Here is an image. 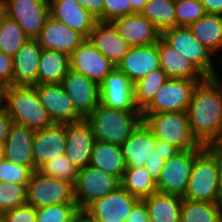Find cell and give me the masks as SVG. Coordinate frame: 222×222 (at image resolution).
Segmentation results:
<instances>
[{
	"label": "cell",
	"mask_w": 222,
	"mask_h": 222,
	"mask_svg": "<svg viewBox=\"0 0 222 222\" xmlns=\"http://www.w3.org/2000/svg\"><path fill=\"white\" fill-rule=\"evenodd\" d=\"M221 79V80H220ZM189 127L202 146L222 141V77L205 78L195 87L187 109Z\"/></svg>",
	"instance_id": "obj_1"
},
{
	"label": "cell",
	"mask_w": 222,
	"mask_h": 222,
	"mask_svg": "<svg viewBox=\"0 0 222 222\" xmlns=\"http://www.w3.org/2000/svg\"><path fill=\"white\" fill-rule=\"evenodd\" d=\"M4 110L12 118L13 123L35 131L54 124L40 103L33 86H5Z\"/></svg>",
	"instance_id": "obj_2"
},
{
	"label": "cell",
	"mask_w": 222,
	"mask_h": 222,
	"mask_svg": "<svg viewBox=\"0 0 222 222\" xmlns=\"http://www.w3.org/2000/svg\"><path fill=\"white\" fill-rule=\"evenodd\" d=\"M86 120L97 141L121 145L143 118L140 110H116L99 104Z\"/></svg>",
	"instance_id": "obj_3"
},
{
	"label": "cell",
	"mask_w": 222,
	"mask_h": 222,
	"mask_svg": "<svg viewBox=\"0 0 222 222\" xmlns=\"http://www.w3.org/2000/svg\"><path fill=\"white\" fill-rule=\"evenodd\" d=\"M143 122L160 140L183 150H201L204 146L193 135L187 111L142 114Z\"/></svg>",
	"instance_id": "obj_4"
},
{
	"label": "cell",
	"mask_w": 222,
	"mask_h": 222,
	"mask_svg": "<svg viewBox=\"0 0 222 222\" xmlns=\"http://www.w3.org/2000/svg\"><path fill=\"white\" fill-rule=\"evenodd\" d=\"M182 198L222 203L218 191L217 156L208 147L195 158L188 186Z\"/></svg>",
	"instance_id": "obj_5"
},
{
	"label": "cell",
	"mask_w": 222,
	"mask_h": 222,
	"mask_svg": "<svg viewBox=\"0 0 222 222\" xmlns=\"http://www.w3.org/2000/svg\"><path fill=\"white\" fill-rule=\"evenodd\" d=\"M161 37L184 56L205 78L217 77L214 55L201 44L189 27H174L161 33Z\"/></svg>",
	"instance_id": "obj_6"
},
{
	"label": "cell",
	"mask_w": 222,
	"mask_h": 222,
	"mask_svg": "<svg viewBox=\"0 0 222 222\" xmlns=\"http://www.w3.org/2000/svg\"><path fill=\"white\" fill-rule=\"evenodd\" d=\"M27 203L34 208L76 204L74 184L63 179L49 177L34 170L27 184Z\"/></svg>",
	"instance_id": "obj_7"
},
{
	"label": "cell",
	"mask_w": 222,
	"mask_h": 222,
	"mask_svg": "<svg viewBox=\"0 0 222 222\" xmlns=\"http://www.w3.org/2000/svg\"><path fill=\"white\" fill-rule=\"evenodd\" d=\"M120 185L117 177L91 165L79 169L74 184L78 209L85 211L96 200L115 191Z\"/></svg>",
	"instance_id": "obj_8"
},
{
	"label": "cell",
	"mask_w": 222,
	"mask_h": 222,
	"mask_svg": "<svg viewBox=\"0 0 222 222\" xmlns=\"http://www.w3.org/2000/svg\"><path fill=\"white\" fill-rule=\"evenodd\" d=\"M183 150L165 160L157 184V192L162 194L178 195L183 197L188 181L191 176V169L195 158L205 149Z\"/></svg>",
	"instance_id": "obj_9"
},
{
	"label": "cell",
	"mask_w": 222,
	"mask_h": 222,
	"mask_svg": "<svg viewBox=\"0 0 222 222\" xmlns=\"http://www.w3.org/2000/svg\"><path fill=\"white\" fill-rule=\"evenodd\" d=\"M202 81L169 78L156 92L154 99L142 111V114L187 111L193 91Z\"/></svg>",
	"instance_id": "obj_10"
},
{
	"label": "cell",
	"mask_w": 222,
	"mask_h": 222,
	"mask_svg": "<svg viewBox=\"0 0 222 222\" xmlns=\"http://www.w3.org/2000/svg\"><path fill=\"white\" fill-rule=\"evenodd\" d=\"M7 16L16 21L28 38H36L50 16L46 0H6Z\"/></svg>",
	"instance_id": "obj_11"
},
{
	"label": "cell",
	"mask_w": 222,
	"mask_h": 222,
	"mask_svg": "<svg viewBox=\"0 0 222 222\" xmlns=\"http://www.w3.org/2000/svg\"><path fill=\"white\" fill-rule=\"evenodd\" d=\"M33 87L53 123L66 124L84 119L75 109L61 83L37 84Z\"/></svg>",
	"instance_id": "obj_12"
},
{
	"label": "cell",
	"mask_w": 222,
	"mask_h": 222,
	"mask_svg": "<svg viewBox=\"0 0 222 222\" xmlns=\"http://www.w3.org/2000/svg\"><path fill=\"white\" fill-rule=\"evenodd\" d=\"M138 201L120 185L115 191L92 203L85 213L94 222H125Z\"/></svg>",
	"instance_id": "obj_13"
},
{
	"label": "cell",
	"mask_w": 222,
	"mask_h": 222,
	"mask_svg": "<svg viewBox=\"0 0 222 222\" xmlns=\"http://www.w3.org/2000/svg\"><path fill=\"white\" fill-rule=\"evenodd\" d=\"M100 104L116 110H139L134 99V84L115 67L99 85Z\"/></svg>",
	"instance_id": "obj_14"
},
{
	"label": "cell",
	"mask_w": 222,
	"mask_h": 222,
	"mask_svg": "<svg viewBox=\"0 0 222 222\" xmlns=\"http://www.w3.org/2000/svg\"><path fill=\"white\" fill-rule=\"evenodd\" d=\"M115 68L88 39H85L70 55V69L85 75L100 85Z\"/></svg>",
	"instance_id": "obj_15"
},
{
	"label": "cell",
	"mask_w": 222,
	"mask_h": 222,
	"mask_svg": "<svg viewBox=\"0 0 222 222\" xmlns=\"http://www.w3.org/2000/svg\"><path fill=\"white\" fill-rule=\"evenodd\" d=\"M61 85L84 119L100 104L99 85L81 73L70 69Z\"/></svg>",
	"instance_id": "obj_16"
},
{
	"label": "cell",
	"mask_w": 222,
	"mask_h": 222,
	"mask_svg": "<svg viewBox=\"0 0 222 222\" xmlns=\"http://www.w3.org/2000/svg\"><path fill=\"white\" fill-rule=\"evenodd\" d=\"M95 142L92 126L86 119L66 123L65 155L78 170L90 165Z\"/></svg>",
	"instance_id": "obj_17"
},
{
	"label": "cell",
	"mask_w": 222,
	"mask_h": 222,
	"mask_svg": "<svg viewBox=\"0 0 222 222\" xmlns=\"http://www.w3.org/2000/svg\"><path fill=\"white\" fill-rule=\"evenodd\" d=\"M65 147L66 124L54 123L45 129L36 130L32 147L34 170L65 154Z\"/></svg>",
	"instance_id": "obj_18"
},
{
	"label": "cell",
	"mask_w": 222,
	"mask_h": 222,
	"mask_svg": "<svg viewBox=\"0 0 222 222\" xmlns=\"http://www.w3.org/2000/svg\"><path fill=\"white\" fill-rule=\"evenodd\" d=\"M36 39L42 49L55 50L68 56L85 40L80 33L51 16Z\"/></svg>",
	"instance_id": "obj_19"
},
{
	"label": "cell",
	"mask_w": 222,
	"mask_h": 222,
	"mask_svg": "<svg viewBox=\"0 0 222 222\" xmlns=\"http://www.w3.org/2000/svg\"><path fill=\"white\" fill-rule=\"evenodd\" d=\"M119 35L131 47L156 44L161 32L141 13H132L112 21Z\"/></svg>",
	"instance_id": "obj_20"
},
{
	"label": "cell",
	"mask_w": 222,
	"mask_h": 222,
	"mask_svg": "<svg viewBox=\"0 0 222 222\" xmlns=\"http://www.w3.org/2000/svg\"><path fill=\"white\" fill-rule=\"evenodd\" d=\"M116 67L134 84L160 67L157 43L131 47Z\"/></svg>",
	"instance_id": "obj_21"
},
{
	"label": "cell",
	"mask_w": 222,
	"mask_h": 222,
	"mask_svg": "<svg viewBox=\"0 0 222 222\" xmlns=\"http://www.w3.org/2000/svg\"><path fill=\"white\" fill-rule=\"evenodd\" d=\"M49 7L51 17L80 33L85 39H88L98 21L76 0H51Z\"/></svg>",
	"instance_id": "obj_22"
},
{
	"label": "cell",
	"mask_w": 222,
	"mask_h": 222,
	"mask_svg": "<svg viewBox=\"0 0 222 222\" xmlns=\"http://www.w3.org/2000/svg\"><path fill=\"white\" fill-rule=\"evenodd\" d=\"M41 51L37 39L29 38L12 57L14 86L37 85Z\"/></svg>",
	"instance_id": "obj_23"
},
{
	"label": "cell",
	"mask_w": 222,
	"mask_h": 222,
	"mask_svg": "<svg viewBox=\"0 0 222 222\" xmlns=\"http://www.w3.org/2000/svg\"><path fill=\"white\" fill-rule=\"evenodd\" d=\"M88 40L116 67L130 50V44L122 38L112 22L97 21Z\"/></svg>",
	"instance_id": "obj_24"
},
{
	"label": "cell",
	"mask_w": 222,
	"mask_h": 222,
	"mask_svg": "<svg viewBox=\"0 0 222 222\" xmlns=\"http://www.w3.org/2000/svg\"><path fill=\"white\" fill-rule=\"evenodd\" d=\"M35 130L13 123L5 140L4 159L11 163L28 166L34 171L32 147Z\"/></svg>",
	"instance_id": "obj_25"
},
{
	"label": "cell",
	"mask_w": 222,
	"mask_h": 222,
	"mask_svg": "<svg viewBox=\"0 0 222 222\" xmlns=\"http://www.w3.org/2000/svg\"><path fill=\"white\" fill-rule=\"evenodd\" d=\"M156 139L142 121L120 145L126 167H144L146 159L155 152Z\"/></svg>",
	"instance_id": "obj_26"
},
{
	"label": "cell",
	"mask_w": 222,
	"mask_h": 222,
	"mask_svg": "<svg viewBox=\"0 0 222 222\" xmlns=\"http://www.w3.org/2000/svg\"><path fill=\"white\" fill-rule=\"evenodd\" d=\"M160 67L169 78L204 80L205 77L162 37L157 42Z\"/></svg>",
	"instance_id": "obj_27"
},
{
	"label": "cell",
	"mask_w": 222,
	"mask_h": 222,
	"mask_svg": "<svg viewBox=\"0 0 222 222\" xmlns=\"http://www.w3.org/2000/svg\"><path fill=\"white\" fill-rule=\"evenodd\" d=\"M90 165L117 177L120 181L126 169L120 145L97 140L90 157Z\"/></svg>",
	"instance_id": "obj_28"
},
{
	"label": "cell",
	"mask_w": 222,
	"mask_h": 222,
	"mask_svg": "<svg viewBox=\"0 0 222 222\" xmlns=\"http://www.w3.org/2000/svg\"><path fill=\"white\" fill-rule=\"evenodd\" d=\"M142 201L146 205L150 222H180L181 196L156 192Z\"/></svg>",
	"instance_id": "obj_29"
},
{
	"label": "cell",
	"mask_w": 222,
	"mask_h": 222,
	"mask_svg": "<svg viewBox=\"0 0 222 222\" xmlns=\"http://www.w3.org/2000/svg\"><path fill=\"white\" fill-rule=\"evenodd\" d=\"M70 70V56L55 50L42 49L37 84L61 83Z\"/></svg>",
	"instance_id": "obj_30"
},
{
	"label": "cell",
	"mask_w": 222,
	"mask_h": 222,
	"mask_svg": "<svg viewBox=\"0 0 222 222\" xmlns=\"http://www.w3.org/2000/svg\"><path fill=\"white\" fill-rule=\"evenodd\" d=\"M194 37L213 55L222 50V15L205 14L189 26ZM222 54V53H221Z\"/></svg>",
	"instance_id": "obj_31"
},
{
	"label": "cell",
	"mask_w": 222,
	"mask_h": 222,
	"mask_svg": "<svg viewBox=\"0 0 222 222\" xmlns=\"http://www.w3.org/2000/svg\"><path fill=\"white\" fill-rule=\"evenodd\" d=\"M120 183L139 200L157 192V184L145 167H126Z\"/></svg>",
	"instance_id": "obj_32"
},
{
	"label": "cell",
	"mask_w": 222,
	"mask_h": 222,
	"mask_svg": "<svg viewBox=\"0 0 222 222\" xmlns=\"http://www.w3.org/2000/svg\"><path fill=\"white\" fill-rule=\"evenodd\" d=\"M222 203H208L183 198L180 222H221Z\"/></svg>",
	"instance_id": "obj_33"
},
{
	"label": "cell",
	"mask_w": 222,
	"mask_h": 222,
	"mask_svg": "<svg viewBox=\"0 0 222 222\" xmlns=\"http://www.w3.org/2000/svg\"><path fill=\"white\" fill-rule=\"evenodd\" d=\"M168 79L165 71L159 67L134 83L135 104L141 112L152 102L156 92Z\"/></svg>",
	"instance_id": "obj_34"
},
{
	"label": "cell",
	"mask_w": 222,
	"mask_h": 222,
	"mask_svg": "<svg viewBox=\"0 0 222 222\" xmlns=\"http://www.w3.org/2000/svg\"><path fill=\"white\" fill-rule=\"evenodd\" d=\"M140 13L149 19L161 33L176 27L175 1L173 0H148Z\"/></svg>",
	"instance_id": "obj_35"
},
{
	"label": "cell",
	"mask_w": 222,
	"mask_h": 222,
	"mask_svg": "<svg viewBox=\"0 0 222 222\" xmlns=\"http://www.w3.org/2000/svg\"><path fill=\"white\" fill-rule=\"evenodd\" d=\"M29 38L16 21L6 16L0 23V50L13 57Z\"/></svg>",
	"instance_id": "obj_36"
},
{
	"label": "cell",
	"mask_w": 222,
	"mask_h": 222,
	"mask_svg": "<svg viewBox=\"0 0 222 222\" xmlns=\"http://www.w3.org/2000/svg\"><path fill=\"white\" fill-rule=\"evenodd\" d=\"M27 184L0 181V216L27 203Z\"/></svg>",
	"instance_id": "obj_37"
},
{
	"label": "cell",
	"mask_w": 222,
	"mask_h": 222,
	"mask_svg": "<svg viewBox=\"0 0 222 222\" xmlns=\"http://www.w3.org/2000/svg\"><path fill=\"white\" fill-rule=\"evenodd\" d=\"M44 175L59 178L75 184L78 169L71 163L65 154L57 156L42 165L39 169Z\"/></svg>",
	"instance_id": "obj_38"
},
{
	"label": "cell",
	"mask_w": 222,
	"mask_h": 222,
	"mask_svg": "<svg viewBox=\"0 0 222 222\" xmlns=\"http://www.w3.org/2000/svg\"><path fill=\"white\" fill-rule=\"evenodd\" d=\"M176 27H189L206 14L200 0L175 1Z\"/></svg>",
	"instance_id": "obj_39"
},
{
	"label": "cell",
	"mask_w": 222,
	"mask_h": 222,
	"mask_svg": "<svg viewBox=\"0 0 222 222\" xmlns=\"http://www.w3.org/2000/svg\"><path fill=\"white\" fill-rule=\"evenodd\" d=\"M36 222H70L80 211L77 204H57L36 209Z\"/></svg>",
	"instance_id": "obj_40"
},
{
	"label": "cell",
	"mask_w": 222,
	"mask_h": 222,
	"mask_svg": "<svg viewBox=\"0 0 222 222\" xmlns=\"http://www.w3.org/2000/svg\"><path fill=\"white\" fill-rule=\"evenodd\" d=\"M32 172L28 166L11 163L6 159L0 162V181L2 182L28 184Z\"/></svg>",
	"instance_id": "obj_41"
},
{
	"label": "cell",
	"mask_w": 222,
	"mask_h": 222,
	"mask_svg": "<svg viewBox=\"0 0 222 222\" xmlns=\"http://www.w3.org/2000/svg\"><path fill=\"white\" fill-rule=\"evenodd\" d=\"M129 14H131V0H104L103 21L112 22Z\"/></svg>",
	"instance_id": "obj_42"
},
{
	"label": "cell",
	"mask_w": 222,
	"mask_h": 222,
	"mask_svg": "<svg viewBox=\"0 0 222 222\" xmlns=\"http://www.w3.org/2000/svg\"><path fill=\"white\" fill-rule=\"evenodd\" d=\"M3 222H36L37 211L31 204L25 203L1 215Z\"/></svg>",
	"instance_id": "obj_43"
},
{
	"label": "cell",
	"mask_w": 222,
	"mask_h": 222,
	"mask_svg": "<svg viewBox=\"0 0 222 222\" xmlns=\"http://www.w3.org/2000/svg\"><path fill=\"white\" fill-rule=\"evenodd\" d=\"M0 84L2 86L13 85V61L12 57L0 50Z\"/></svg>",
	"instance_id": "obj_44"
},
{
	"label": "cell",
	"mask_w": 222,
	"mask_h": 222,
	"mask_svg": "<svg viewBox=\"0 0 222 222\" xmlns=\"http://www.w3.org/2000/svg\"><path fill=\"white\" fill-rule=\"evenodd\" d=\"M164 164L165 160L157 154V151H155L146 159L144 167L147 169L154 181L157 182L160 178Z\"/></svg>",
	"instance_id": "obj_45"
},
{
	"label": "cell",
	"mask_w": 222,
	"mask_h": 222,
	"mask_svg": "<svg viewBox=\"0 0 222 222\" xmlns=\"http://www.w3.org/2000/svg\"><path fill=\"white\" fill-rule=\"evenodd\" d=\"M125 222H150L146 205L142 200L132 207Z\"/></svg>",
	"instance_id": "obj_46"
},
{
	"label": "cell",
	"mask_w": 222,
	"mask_h": 222,
	"mask_svg": "<svg viewBox=\"0 0 222 222\" xmlns=\"http://www.w3.org/2000/svg\"><path fill=\"white\" fill-rule=\"evenodd\" d=\"M81 7H84L98 21H103L104 0H76Z\"/></svg>",
	"instance_id": "obj_47"
},
{
	"label": "cell",
	"mask_w": 222,
	"mask_h": 222,
	"mask_svg": "<svg viewBox=\"0 0 222 222\" xmlns=\"http://www.w3.org/2000/svg\"><path fill=\"white\" fill-rule=\"evenodd\" d=\"M155 151H157V154L161 156L162 159L168 160L176 155L180 150L166 141L156 139Z\"/></svg>",
	"instance_id": "obj_48"
},
{
	"label": "cell",
	"mask_w": 222,
	"mask_h": 222,
	"mask_svg": "<svg viewBox=\"0 0 222 222\" xmlns=\"http://www.w3.org/2000/svg\"><path fill=\"white\" fill-rule=\"evenodd\" d=\"M13 124L12 118L3 110L0 112V145H3L7 139L8 132Z\"/></svg>",
	"instance_id": "obj_49"
},
{
	"label": "cell",
	"mask_w": 222,
	"mask_h": 222,
	"mask_svg": "<svg viewBox=\"0 0 222 222\" xmlns=\"http://www.w3.org/2000/svg\"><path fill=\"white\" fill-rule=\"evenodd\" d=\"M208 148L217 156L218 191L220 201L222 202V145H210Z\"/></svg>",
	"instance_id": "obj_50"
},
{
	"label": "cell",
	"mask_w": 222,
	"mask_h": 222,
	"mask_svg": "<svg viewBox=\"0 0 222 222\" xmlns=\"http://www.w3.org/2000/svg\"><path fill=\"white\" fill-rule=\"evenodd\" d=\"M207 14L222 15V0H200Z\"/></svg>",
	"instance_id": "obj_51"
},
{
	"label": "cell",
	"mask_w": 222,
	"mask_h": 222,
	"mask_svg": "<svg viewBox=\"0 0 222 222\" xmlns=\"http://www.w3.org/2000/svg\"><path fill=\"white\" fill-rule=\"evenodd\" d=\"M148 0H131V14L140 13Z\"/></svg>",
	"instance_id": "obj_52"
},
{
	"label": "cell",
	"mask_w": 222,
	"mask_h": 222,
	"mask_svg": "<svg viewBox=\"0 0 222 222\" xmlns=\"http://www.w3.org/2000/svg\"><path fill=\"white\" fill-rule=\"evenodd\" d=\"M70 222H94L85 211H79Z\"/></svg>",
	"instance_id": "obj_53"
},
{
	"label": "cell",
	"mask_w": 222,
	"mask_h": 222,
	"mask_svg": "<svg viewBox=\"0 0 222 222\" xmlns=\"http://www.w3.org/2000/svg\"><path fill=\"white\" fill-rule=\"evenodd\" d=\"M7 16L6 0H0V23Z\"/></svg>",
	"instance_id": "obj_54"
},
{
	"label": "cell",
	"mask_w": 222,
	"mask_h": 222,
	"mask_svg": "<svg viewBox=\"0 0 222 222\" xmlns=\"http://www.w3.org/2000/svg\"><path fill=\"white\" fill-rule=\"evenodd\" d=\"M4 94H5V86L0 88V112L4 110Z\"/></svg>",
	"instance_id": "obj_55"
},
{
	"label": "cell",
	"mask_w": 222,
	"mask_h": 222,
	"mask_svg": "<svg viewBox=\"0 0 222 222\" xmlns=\"http://www.w3.org/2000/svg\"><path fill=\"white\" fill-rule=\"evenodd\" d=\"M4 159V147L0 145V162Z\"/></svg>",
	"instance_id": "obj_56"
},
{
	"label": "cell",
	"mask_w": 222,
	"mask_h": 222,
	"mask_svg": "<svg viewBox=\"0 0 222 222\" xmlns=\"http://www.w3.org/2000/svg\"><path fill=\"white\" fill-rule=\"evenodd\" d=\"M221 62V63H220ZM220 62H218L221 66H222V56H221V60H220Z\"/></svg>",
	"instance_id": "obj_57"
}]
</instances>
